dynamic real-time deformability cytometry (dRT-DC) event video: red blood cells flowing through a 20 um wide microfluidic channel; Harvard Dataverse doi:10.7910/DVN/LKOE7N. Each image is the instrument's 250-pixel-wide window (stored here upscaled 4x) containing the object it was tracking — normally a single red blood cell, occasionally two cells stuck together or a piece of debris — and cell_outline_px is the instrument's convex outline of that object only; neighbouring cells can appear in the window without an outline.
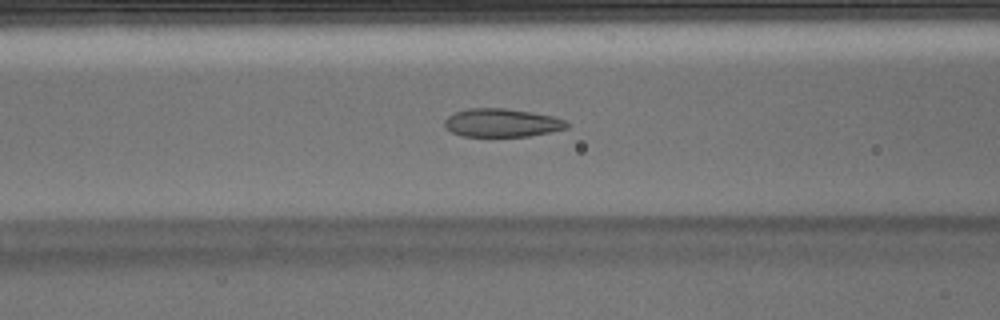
{"species": "Egyptian fruit bat (a non-hibernating species)", "species_latin": "Rousettus aegyptiacus", "temperature_condition": "warm", "stored_images_in_passage": 43, "camera_frame_rate_fps": 3000, "um_per_image_px": 0.085, "animal": {"sex": "male"}, "frame": {"image": 1, "passage_image": 12, "time_ms": 3.667, "image_size_px": [1000, 320], "cell_outline_px": [[568, 128], [528, 136], [464, 136], [452, 132], [444, 124], [444, 120], [448, 116], [456, 112], [468, 108], [504, 108], [532, 112], [552, 116], [564, 120], [568, 124]], "centroid_in_image_um": [42.65, 10.43], "position_along_channel_um": 124.0, "area_um2": 19.94}}
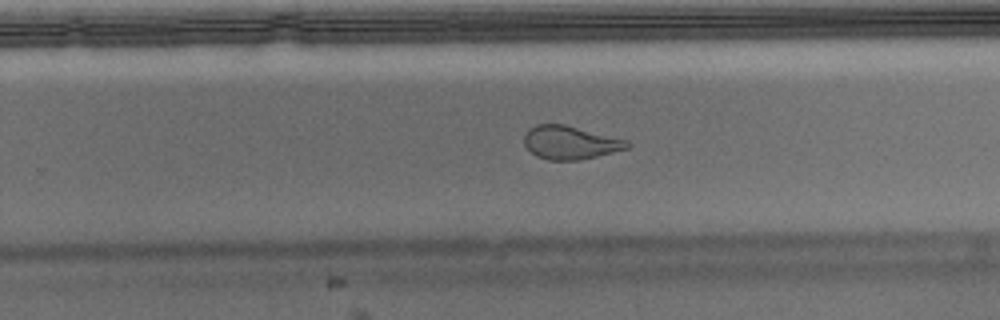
{"frame": {"image": 2, "passage_image": 24, "time_ms": 7.667, "image_size_px": [1000, 320], "cell_outline_px": [[632, 144], [628, 148], [580, 160], [548, 160], [536, 156], [524, 144], [524, 136], [528, 128], [536, 124], [564, 124], [628, 140]], "centroid_in_image_um": [48.46, 12.11], "position_along_channel_um": 281.3, "area_um2": 20.0}}
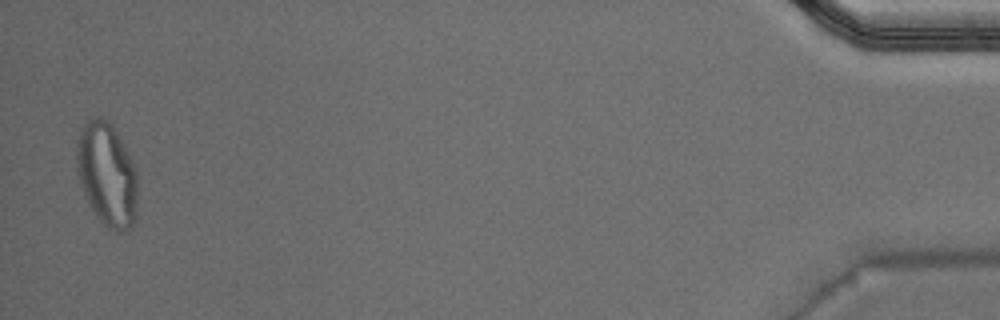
{"frame": {"image": 3, "passage_image": 42, "time_ms": 13.667, "image_size_px": [1000, 320], "cell_outline_px": [[136, 212], [132, 224], [128, 228], [120, 232], [108, 228], [96, 216], [84, 192], [76, 168], [76, 144], [80, 128], [84, 120], [96, 116], [100, 116], [108, 120], [112, 124], [136, 168]], "centroid_in_image_um": [9.06, 14.75], "position_along_channel_um": 426.1, "area_um2": 36.65}, "authors_computed_cell_mechanics": {"area_um2": 21.4438, "velocity_mm_per_s": 3.9361, "shape_relaxation_time_tau1_ms": null, "shape_relaxation_time_tau2_ms": 1.2428, "deformation_change_tau1": null, "deformation_change_tau2": 0.0703}}